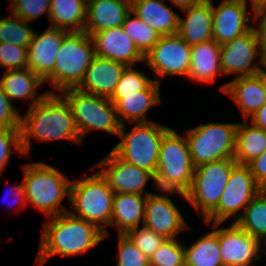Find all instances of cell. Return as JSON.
<instances>
[{
	"label": "cell",
	"mask_w": 266,
	"mask_h": 266,
	"mask_svg": "<svg viewBox=\"0 0 266 266\" xmlns=\"http://www.w3.org/2000/svg\"><path fill=\"white\" fill-rule=\"evenodd\" d=\"M21 115V139L24 156L29 158L33 140L37 143L64 140L82 145L73 114L59 93H48ZM32 139V140H31Z\"/></svg>",
	"instance_id": "cell-1"
},
{
	"label": "cell",
	"mask_w": 266,
	"mask_h": 266,
	"mask_svg": "<svg viewBox=\"0 0 266 266\" xmlns=\"http://www.w3.org/2000/svg\"><path fill=\"white\" fill-rule=\"evenodd\" d=\"M44 220L35 264L43 266L54 256L84 255L104 241V232L95 224L69 212Z\"/></svg>",
	"instance_id": "cell-2"
},
{
	"label": "cell",
	"mask_w": 266,
	"mask_h": 266,
	"mask_svg": "<svg viewBox=\"0 0 266 266\" xmlns=\"http://www.w3.org/2000/svg\"><path fill=\"white\" fill-rule=\"evenodd\" d=\"M21 168L27 207L36 208L45 218L68 212L69 209L62 205V201L66 197L69 201L72 182L69 176L44 161L27 163L21 165Z\"/></svg>",
	"instance_id": "cell-3"
},
{
	"label": "cell",
	"mask_w": 266,
	"mask_h": 266,
	"mask_svg": "<svg viewBox=\"0 0 266 266\" xmlns=\"http://www.w3.org/2000/svg\"><path fill=\"white\" fill-rule=\"evenodd\" d=\"M195 166L185 135L171 128L160 144L155 178L157 191L186 194L192 185Z\"/></svg>",
	"instance_id": "cell-4"
},
{
	"label": "cell",
	"mask_w": 266,
	"mask_h": 266,
	"mask_svg": "<svg viewBox=\"0 0 266 266\" xmlns=\"http://www.w3.org/2000/svg\"><path fill=\"white\" fill-rule=\"evenodd\" d=\"M114 195L98 170L91 176L72 179L69 203L73 211L68 212L95 224L104 232L106 239L111 235L107 228L110 227Z\"/></svg>",
	"instance_id": "cell-5"
},
{
	"label": "cell",
	"mask_w": 266,
	"mask_h": 266,
	"mask_svg": "<svg viewBox=\"0 0 266 266\" xmlns=\"http://www.w3.org/2000/svg\"><path fill=\"white\" fill-rule=\"evenodd\" d=\"M94 42L85 31L69 32L56 55L54 72L44 81L57 93L68 88H77L85 72L95 58Z\"/></svg>",
	"instance_id": "cell-6"
},
{
	"label": "cell",
	"mask_w": 266,
	"mask_h": 266,
	"mask_svg": "<svg viewBox=\"0 0 266 266\" xmlns=\"http://www.w3.org/2000/svg\"><path fill=\"white\" fill-rule=\"evenodd\" d=\"M68 103L81 142L90 132L103 131L119 135L121 123L115 106L109 98L87 93L78 88H68L59 93Z\"/></svg>",
	"instance_id": "cell-7"
},
{
	"label": "cell",
	"mask_w": 266,
	"mask_h": 266,
	"mask_svg": "<svg viewBox=\"0 0 266 266\" xmlns=\"http://www.w3.org/2000/svg\"><path fill=\"white\" fill-rule=\"evenodd\" d=\"M126 126L121 125L118 135L120 141H116L112 150L121 159L155 176L160 144L171 127L155 121L134 123L129 131H126Z\"/></svg>",
	"instance_id": "cell-8"
},
{
	"label": "cell",
	"mask_w": 266,
	"mask_h": 266,
	"mask_svg": "<svg viewBox=\"0 0 266 266\" xmlns=\"http://www.w3.org/2000/svg\"><path fill=\"white\" fill-rule=\"evenodd\" d=\"M238 122H206L184 130L190 155L196 167L234 158Z\"/></svg>",
	"instance_id": "cell-9"
},
{
	"label": "cell",
	"mask_w": 266,
	"mask_h": 266,
	"mask_svg": "<svg viewBox=\"0 0 266 266\" xmlns=\"http://www.w3.org/2000/svg\"><path fill=\"white\" fill-rule=\"evenodd\" d=\"M234 158L213 161L195 168L186 200L203 220L218 206L232 168Z\"/></svg>",
	"instance_id": "cell-10"
},
{
	"label": "cell",
	"mask_w": 266,
	"mask_h": 266,
	"mask_svg": "<svg viewBox=\"0 0 266 266\" xmlns=\"http://www.w3.org/2000/svg\"><path fill=\"white\" fill-rule=\"evenodd\" d=\"M260 192V186L248 165L236 164L230 173L218 206L203 220L205 223L227 222L242 215L250 201Z\"/></svg>",
	"instance_id": "cell-11"
},
{
	"label": "cell",
	"mask_w": 266,
	"mask_h": 266,
	"mask_svg": "<svg viewBox=\"0 0 266 266\" xmlns=\"http://www.w3.org/2000/svg\"><path fill=\"white\" fill-rule=\"evenodd\" d=\"M190 64L191 45L178 34L164 35L144 56L143 69L148 66L153 72L154 81L162 84V78L184 76L187 79Z\"/></svg>",
	"instance_id": "cell-12"
},
{
	"label": "cell",
	"mask_w": 266,
	"mask_h": 266,
	"mask_svg": "<svg viewBox=\"0 0 266 266\" xmlns=\"http://www.w3.org/2000/svg\"><path fill=\"white\" fill-rule=\"evenodd\" d=\"M90 169H98L114 193L148 196L153 194V192L147 191L146 187L150 181H153L152 186L156 190L155 178L150 172L121 159L112 149Z\"/></svg>",
	"instance_id": "cell-13"
},
{
	"label": "cell",
	"mask_w": 266,
	"mask_h": 266,
	"mask_svg": "<svg viewBox=\"0 0 266 266\" xmlns=\"http://www.w3.org/2000/svg\"><path fill=\"white\" fill-rule=\"evenodd\" d=\"M186 196L179 192L157 191L147 196L143 226L152 229L166 239H177L182 232L190 229L179 207L170 196Z\"/></svg>",
	"instance_id": "cell-14"
},
{
	"label": "cell",
	"mask_w": 266,
	"mask_h": 266,
	"mask_svg": "<svg viewBox=\"0 0 266 266\" xmlns=\"http://www.w3.org/2000/svg\"><path fill=\"white\" fill-rule=\"evenodd\" d=\"M259 38L256 27L247 33L225 42L220 46L221 70L223 76H250L261 69Z\"/></svg>",
	"instance_id": "cell-15"
},
{
	"label": "cell",
	"mask_w": 266,
	"mask_h": 266,
	"mask_svg": "<svg viewBox=\"0 0 266 266\" xmlns=\"http://www.w3.org/2000/svg\"><path fill=\"white\" fill-rule=\"evenodd\" d=\"M223 224L225 223L218 222L223 266H253V262L261 260L262 246L258 239L246 233L236 222L231 221L227 227Z\"/></svg>",
	"instance_id": "cell-16"
},
{
	"label": "cell",
	"mask_w": 266,
	"mask_h": 266,
	"mask_svg": "<svg viewBox=\"0 0 266 266\" xmlns=\"http://www.w3.org/2000/svg\"><path fill=\"white\" fill-rule=\"evenodd\" d=\"M248 9L244 0H222L217 7L212 2L213 40L222 45L251 30L257 11L253 7ZM250 20L253 21V26Z\"/></svg>",
	"instance_id": "cell-17"
},
{
	"label": "cell",
	"mask_w": 266,
	"mask_h": 266,
	"mask_svg": "<svg viewBox=\"0 0 266 266\" xmlns=\"http://www.w3.org/2000/svg\"><path fill=\"white\" fill-rule=\"evenodd\" d=\"M68 33L55 26H48L39 34L34 32L32 42L28 46V68L43 81L54 72L56 55Z\"/></svg>",
	"instance_id": "cell-18"
},
{
	"label": "cell",
	"mask_w": 266,
	"mask_h": 266,
	"mask_svg": "<svg viewBox=\"0 0 266 266\" xmlns=\"http://www.w3.org/2000/svg\"><path fill=\"white\" fill-rule=\"evenodd\" d=\"M91 37L96 56L122 63L125 66L144 63V55L125 33L122 26L94 32Z\"/></svg>",
	"instance_id": "cell-19"
},
{
	"label": "cell",
	"mask_w": 266,
	"mask_h": 266,
	"mask_svg": "<svg viewBox=\"0 0 266 266\" xmlns=\"http://www.w3.org/2000/svg\"><path fill=\"white\" fill-rule=\"evenodd\" d=\"M219 90L236 103L244 120L251 118L266 103V94L257 74L235 77L222 83Z\"/></svg>",
	"instance_id": "cell-20"
},
{
	"label": "cell",
	"mask_w": 266,
	"mask_h": 266,
	"mask_svg": "<svg viewBox=\"0 0 266 266\" xmlns=\"http://www.w3.org/2000/svg\"><path fill=\"white\" fill-rule=\"evenodd\" d=\"M126 67L122 63L95 56L77 88L110 99Z\"/></svg>",
	"instance_id": "cell-21"
},
{
	"label": "cell",
	"mask_w": 266,
	"mask_h": 266,
	"mask_svg": "<svg viewBox=\"0 0 266 266\" xmlns=\"http://www.w3.org/2000/svg\"><path fill=\"white\" fill-rule=\"evenodd\" d=\"M160 86L162 85L153 81L144 91L120 98L114 106L121 125L128 122L130 124L152 122L153 119H147V115L150 109L162 103Z\"/></svg>",
	"instance_id": "cell-22"
},
{
	"label": "cell",
	"mask_w": 266,
	"mask_h": 266,
	"mask_svg": "<svg viewBox=\"0 0 266 266\" xmlns=\"http://www.w3.org/2000/svg\"><path fill=\"white\" fill-rule=\"evenodd\" d=\"M213 0L200 3L182 10L186 16L179 18L177 34L189 45L213 40Z\"/></svg>",
	"instance_id": "cell-23"
},
{
	"label": "cell",
	"mask_w": 266,
	"mask_h": 266,
	"mask_svg": "<svg viewBox=\"0 0 266 266\" xmlns=\"http://www.w3.org/2000/svg\"><path fill=\"white\" fill-rule=\"evenodd\" d=\"M131 11V0H95L87 4L84 31L94 32L121 27Z\"/></svg>",
	"instance_id": "cell-24"
},
{
	"label": "cell",
	"mask_w": 266,
	"mask_h": 266,
	"mask_svg": "<svg viewBox=\"0 0 266 266\" xmlns=\"http://www.w3.org/2000/svg\"><path fill=\"white\" fill-rule=\"evenodd\" d=\"M220 44L215 40L191 46V64L187 80L199 84H214L223 75L220 60Z\"/></svg>",
	"instance_id": "cell-25"
},
{
	"label": "cell",
	"mask_w": 266,
	"mask_h": 266,
	"mask_svg": "<svg viewBox=\"0 0 266 266\" xmlns=\"http://www.w3.org/2000/svg\"><path fill=\"white\" fill-rule=\"evenodd\" d=\"M0 83L11 102L15 99L27 101L29 107L41 101L49 92L39 94L45 82L29 68L5 70ZM39 88V89H38Z\"/></svg>",
	"instance_id": "cell-26"
},
{
	"label": "cell",
	"mask_w": 266,
	"mask_h": 266,
	"mask_svg": "<svg viewBox=\"0 0 266 266\" xmlns=\"http://www.w3.org/2000/svg\"><path fill=\"white\" fill-rule=\"evenodd\" d=\"M165 1L131 0V11L160 36L174 35L178 32L180 15Z\"/></svg>",
	"instance_id": "cell-27"
},
{
	"label": "cell",
	"mask_w": 266,
	"mask_h": 266,
	"mask_svg": "<svg viewBox=\"0 0 266 266\" xmlns=\"http://www.w3.org/2000/svg\"><path fill=\"white\" fill-rule=\"evenodd\" d=\"M147 196L141 194L115 193L110 228H116L118 234L143 224Z\"/></svg>",
	"instance_id": "cell-28"
},
{
	"label": "cell",
	"mask_w": 266,
	"mask_h": 266,
	"mask_svg": "<svg viewBox=\"0 0 266 266\" xmlns=\"http://www.w3.org/2000/svg\"><path fill=\"white\" fill-rule=\"evenodd\" d=\"M205 224L211 225L212 229L190 245L184 244L185 266H223L218 241V222Z\"/></svg>",
	"instance_id": "cell-29"
},
{
	"label": "cell",
	"mask_w": 266,
	"mask_h": 266,
	"mask_svg": "<svg viewBox=\"0 0 266 266\" xmlns=\"http://www.w3.org/2000/svg\"><path fill=\"white\" fill-rule=\"evenodd\" d=\"M238 122L234 160L237 164L247 165L266 151V131L249 120Z\"/></svg>",
	"instance_id": "cell-30"
},
{
	"label": "cell",
	"mask_w": 266,
	"mask_h": 266,
	"mask_svg": "<svg viewBox=\"0 0 266 266\" xmlns=\"http://www.w3.org/2000/svg\"><path fill=\"white\" fill-rule=\"evenodd\" d=\"M86 10L84 0H51L49 24L68 32L84 31Z\"/></svg>",
	"instance_id": "cell-31"
},
{
	"label": "cell",
	"mask_w": 266,
	"mask_h": 266,
	"mask_svg": "<svg viewBox=\"0 0 266 266\" xmlns=\"http://www.w3.org/2000/svg\"><path fill=\"white\" fill-rule=\"evenodd\" d=\"M236 223L261 243L266 239V198L261 192L250 201Z\"/></svg>",
	"instance_id": "cell-32"
},
{
	"label": "cell",
	"mask_w": 266,
	"mask_h": 266,
	"mask_svg": "<svg viewBox=\"0 0 266 266\" xmlns=\"http://www.w3.org/2000/svg\"><path fill=\"white\" fill-rule=\"evenodd\" d=\"M34 32L30 23L12 13L6 17L0 16V43H11L28 48Z\"/></svg>",
	"instance_id": "cell-33"
},
{
	"label": "cell",
	"mask_w": 266,
	"mask_h": 266,
	"mask_svg": "<svg viewBox=\"0 0 266 266\" xmlns=\"http://www.w3.org/2000/svg\"><path fill=\"white\" fill-rule=\"evenodd\" d=\"M122 27L144 56L154 47L160 37L153 28L140 20L132 11L126 15Z\"/></svg>",
	"instance_id": "cell-34"
},
{
	"label": "cell",
	"mask_w": 266,
	"mask_h": 266,
	"mask_svg": "<svg viewBox=\"0 0 266 266\" xmlns=\"http://www.w3.org/2000/svg\"><path fill=\"white\" fill-rule=\"evenodd\" d=\"M135 66H127L122 73L121 79L118 82L116 89L110 98V101L115 104L124 95L136 94L144 91L154 79L150 78L141 69Z\"/></svg>",
	"instance_id": "cell-35"
},
{
	"label": "cell",
	"mask_w": 266,
	"mask_h": 266,
	"mask_svg": "<svg viewBox=\"0 0 266 266\" xmlns=\"http://www.w3.org/2000/svg\"><path fill=\"white\" fill-rule=\"evenodd\" d=\"M178 240L166 239L150 257V266H185L184 244Z\"/></svg>",
	"instance_id": "cell-36"
},
{
	"label": "cell",
	"mask_w": 266,
	"mask_h": 266,
	"mask_svg": "<svg viewBox=\"0 0 266 266\" xmlns=\"http://www.w3.org/2000/svg\"><path fill=\"white\" fill-rule=\"evenodd\" d=\"M24 156L21 129L0 128V176L6 171L13 153Z\"/></svg>",
	"instance_id": "cell-37"
},
{
	"label": "cell",
	"mask_w": 266,
	"mask_h": 266,
	"mask_svg": "<svg viewBox=\"0 0 266 266\" xmlns=\"http://www.w3.org/2000/svg\"><path fill=\"white\" fill-rule=\"evenodd\" d=\"M116 266H150L149 258L142 253L126 234H118Z\"/></svg>",
	"instance_id": "cell-38"
},
{
	"label": "cell",
	"mask_w": 266,
	"mask_h": 266,
	"mask_svg": "<svg viewBox=\"0 0 266 266\" xmlns=\"http://www.w3.org/2000/svg\"><path fill=\"white\" fill-rule=\"evenodd\" d=\"M126 235L132 240L135 246L149 259L158 247L166 240L152 229L143 225L129 230Z\"/></svg>",
	"instance_id": "cell-39"
},
{
	"label": "cell",
	"mask_w": 266,
	"mask_h": 266,
	"mask_svg": "<svg viewBox=\"0 0 266 266\" xmlns=\"http://www.w3.org/2000/svg\"><path fill=\"white\" fill-rule=\"evenodd\" d=\"M50 6L51 0H18L9 10L13 15L32 23L45 14L49 20Z\"/></svg>",
	"instance_id": "cell-40"
},
{
	"label": "cell",
	"mask_w": 266,
	"mask_h": 266,
	"mask_svg": "<svg viewBox=\"0 0 266 266\" xmlns=\"http://www.w3.org/2000/svg\"><path fill=\"white\" fill-rule=\"evenodd\" d=\"M0 67L4 70L28 68V48L0 43Z\"/></svg>",
	"instance_id": "cell-41"
},
{
	"label": "cell",
	"mask_w": 266,
	"mask_h": 266,
	"mask_svg": "<svg viewBox=\"0 0 266 266\" xmlns=\"http://www.w3.org/2000/svg\"><path fill=\"white\" fill-rule=\"evenodd\" d=\"M10 101L0 83V128L21 129V113Z\"/></svg>",
	"instance_id": "cell-42"
},
{
	"label": "cell",
	"mask_w": 266,
	"mask_h": 266,
	"mask_svg": "<svg viewBox=\"0 0 266 266\" xmlns=\"http://www.w3.org/2000/svg\"><path fill=\"white\" fill-rule=\"evenodd\" d=\"M12 192V193H11ZM6 199L5 204L8 207H12L13 210H21L27 208V202H26V197H25V188L22 182H20L17 185H13L10 187V191H7V194L4 196ZM4 199V198H3ZM13 202H9L10 200ZM13 203V204H12ZM11 209V208H10Z\"/></svg>",
	"instance_id": "cell-43"
},
{
	"label": "cell",
	"mask_w": 266,
	"mask_h": 266,
	"mask_svg": "<svg viewBox=\"0 0 266 266\" xmlns=\"http://www.w3.org/2000/svg\"><path fill=\"white\" fill-rule=\"evenodd\" d=\"M247 165L251 174L255 178L256 183L260 187L266 184V151L254 158Z\"/></svg>",
	"instance_id": "cell-44"
},
{
	"label": "cell",
	"mask_w": 266,
	"mask_h": 266,
	"mask_svg": "<svg viewBox=\"0 0 266 266\" xmlns=\"http://www.w3.org/2000/svg\"><path fill=\"white\" fill-rule=\"evenodd\" d=\"M248 120L266 131V103Z\"/></svg>",
	"instance_id": "cell-45"
},
{
	"label": "cell",
	"mask_w": 266,
	"mask_h": 266,
	"mask_svg": "<svg viewBox=\"0 0 266 266\" xmlns=\"http://www.w3.org/2000/svg\"><path fill=\"white\" fill-rule=\"evenodd\" d=\"M255 24L257 34L266 35V7L257 11Z\"/></svg>",
	"instance_id": "cell-46"
},
{
	"label": "cell",
	"mask_w": 266,
	"mask_h": 266,
	"mask_svg": "<svg viewBox=\"0 0 266 266\" xmlns=\"http://www.w3.org/2000/svg\"><path fill=\"white\" fill-rule=\"evenodd\" d=\"M259 50H260V63L262 69H266V35H258Z\"/></svg>",
	"instance_id": "cell-47"
},
{
	"label": "cell",
	"mask_w": 266,
	"mask_h": 266,
	"mask_svg": "<svg viewBox=\"0 0 266 266\" xmlns=\"http://www.w3.org/2000/svg\"><path fill=\"white\" fill-rule=\"evenodd\" d=\"M172 6H176L180 10L187 9L190 6L200 3L202 0H169Z\"/></svg>",
	"instance_id": "cell-48"
},
{
	"label": "cell",
	"mask_w": 266,
	"mask_h": 266,
	"mask_svg": "<svg viewBox=\"0 0 266 266\" xmlns=\"http://www.w3.org/2000/svg\"><path fill=\"white\" fill-rule=\"evenodd\" d=\"M249 6L253 7L256 11H260L266 7V0H244ZM248 1V2H247Z\"/></svg>",
	"instance_id": "cell-49"
},
{
	"label": "cell",
	"mask_w": 266,
	"mask_h": 266,
	"mask_svg": "<svg viewBox=\"0 0 266 266\" xmlns=\"http://www.w3.org/2000/svg\"><path fill=\"white\" fill-rule=\"evenodd\" d=\"M257 75L261 78V82L264 88V92L266 94V69H261Z\"/></svg>",
	"instance_id": "cell-50"
},
{
	"label": "cell",
	"mask_w": 266,
	"mask_h": 266,
	"mask_svg": "<svg viewBox=\"0 0 266 266\" xmlns=\"http://www.w3.org/2000/svg\"><path fill=\"white\" fill-rule=\"evenodd\" d=\"M261 246H262L261 248H262V257H263V254H265L266 256V239L261 243Z\"/></svg>",
	"instance_id": "cell-51"
},
{
	"label": "cell",
	"mask_w": 266,
	"mask_h": 266,
	"mask_svg": "<svg viewBox=\"0 0 266 266\" xmlns=\"http://www.w3.org/2000/svg\"><path fill=\"white\" fill-rule=\"evenodd\" d=\"M260 192L264 195V197L266 198V184L262 185L260 187Z\"/></svg>",
	"instance_id": "cell-52"
},
{
	"label": "cell",
	"mask_w": 266,
	"mask_h": 266,
	"mask_svg": "<svg viewBox=\"0 0 266 266\" xmlns=\"http://www.w3.org/2000/svg\"><path fill=\"white\" fill-rule=\"evenodd\" d=\"M10 2V8L16 3L18 2V0H8Z\"/></svg>",
	"instance_id": "cell-53"
},
{
	"label": "cell",
	"mask_w": 266,
	"mask_h": 266,
	"mask_svg": "<svg viewBox=\"0 0 266 266\" xmlns=\"http://www.w3.org/2000/svg\"><path fill=\"white\" fill-rule=\"evenodd\" d=\"M86 2V4L92 2V1H95V0H84Z\"/></svg>",
	"instance_id": "cell-54"
}]
</instances>
